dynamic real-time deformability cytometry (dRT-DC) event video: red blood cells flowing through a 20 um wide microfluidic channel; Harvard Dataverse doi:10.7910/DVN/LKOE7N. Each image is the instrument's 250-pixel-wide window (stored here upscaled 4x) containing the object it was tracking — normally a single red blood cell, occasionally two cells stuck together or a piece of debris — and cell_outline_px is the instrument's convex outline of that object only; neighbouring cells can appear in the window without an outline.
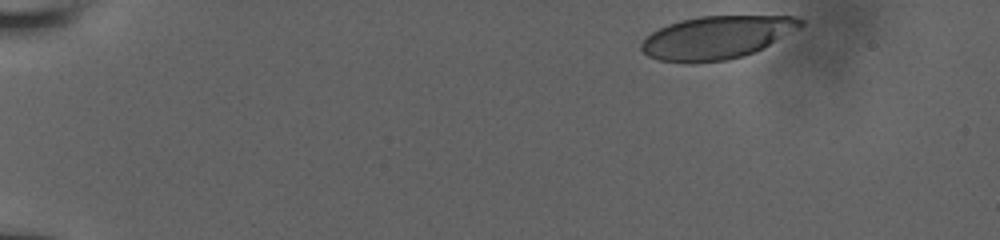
{"species": "human", "species_latin": "Homo sapiens", "temperature_condition": "room temperature", "stored_images_in_passage": 26, "camera_frame_rate_fps": 3000, "um_per_image_px": 0.085, "donor": {"sex": "male"}, "frame": {"image": 1, "passage_image": 1, "time_ms": 0.0, "image_size_px": [1000, 240], "cell_outline_px": [[804, 24], [800, 28], [764, 48], [744, 56], [728, 60], [692, 64], [684, 64], [660, 60], [648, 56], [640, 48], [640, 44], [652, 32], [668, 24], [680, 20], [700, 16], [796, 16], [804, 20]], "centroid_in_image_um": [60.94, 3.2], "position_along_channel_um": 24.1, "area_um2": 40.29}}
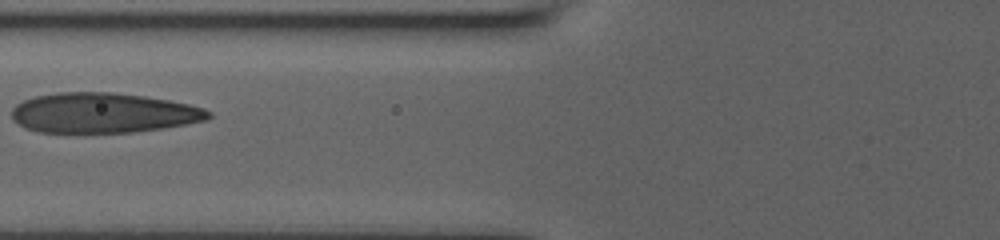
{"frame": {"image": 2, "passage_image": 15, "time_ms": 5.667, "image_size_px": [1000, 240], "cell_outline_px": [[212, 116], [208, 120], [164, 128], [132, 132], [40, 132], [24, 128], [12, 120], [12, 108], [16, 104], [24, 100], [36, 96], [56, 92], [112, 92], [144, 96], [168, 100], [188, 104], [204, 108], [212, 112]], "centroid_in_image_um": [8.77, 9.59], "position_along_channel_um": 117.0, "area_um2": 46.07}}
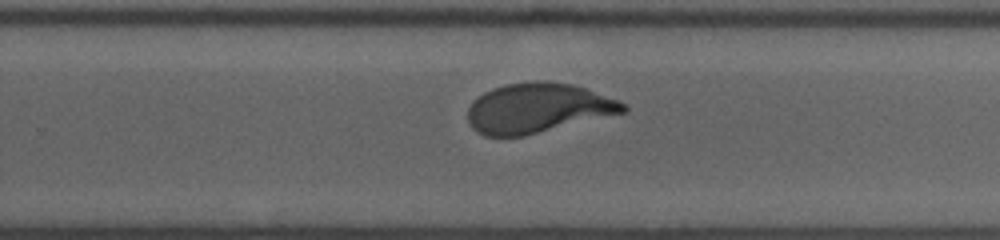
{"frame": {"image": 3, "passage_image": 26, "time_ms": 10.0, "image_size_px": [1000, 240], "cell_outline_px": [[628, 108], [624, 112], [524, 136], [484, 136], [476, 132], [472, 128], [468, 120], [468, 108], [484, 92], [492, 88], [508, 84], [532, 80], [548, 80], [572, 84], [588, 88], [620, 100], [628, 104]], "centroid_in_image_um": [45.74, 9.17], "position_along_channel_um": 284.1, "area_um2": 45.2}}